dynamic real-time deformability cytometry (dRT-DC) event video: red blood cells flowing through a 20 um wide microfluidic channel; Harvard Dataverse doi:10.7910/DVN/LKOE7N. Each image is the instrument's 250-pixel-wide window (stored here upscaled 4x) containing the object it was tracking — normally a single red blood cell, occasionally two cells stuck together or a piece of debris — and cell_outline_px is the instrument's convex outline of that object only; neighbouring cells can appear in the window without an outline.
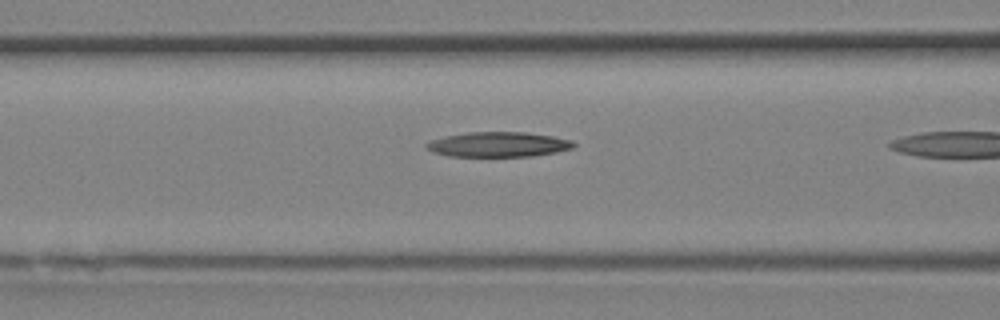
{"species": "Egyptian fruit bat (a non-hibernating species)", "species_latin": "Rousettus aegyptiacus", "temperature_condition": "room temperature", "stored_images_in_passage": 6, "camera_frame_rate_fps": 3000, "um_per_image_px": 0.085, "animal": {"sex": "female"}, "frame": {"image": 1, "passage_image": 5, "time_ms": 1.333, "image_size_px": [1000, 320], "cell_outline_px": [[576, 144], [572, 148], [556, 152], [532, 156], [448, 156], [424, 148], [424, 144], [432, 140], [448, 136], [468, 132], [524, 132], [552, 136], [572, 140]], "centroid_in_image_um": [42.37, 12.28], "position_along_channel_um": 124.2, "area_um2": 21.21}}